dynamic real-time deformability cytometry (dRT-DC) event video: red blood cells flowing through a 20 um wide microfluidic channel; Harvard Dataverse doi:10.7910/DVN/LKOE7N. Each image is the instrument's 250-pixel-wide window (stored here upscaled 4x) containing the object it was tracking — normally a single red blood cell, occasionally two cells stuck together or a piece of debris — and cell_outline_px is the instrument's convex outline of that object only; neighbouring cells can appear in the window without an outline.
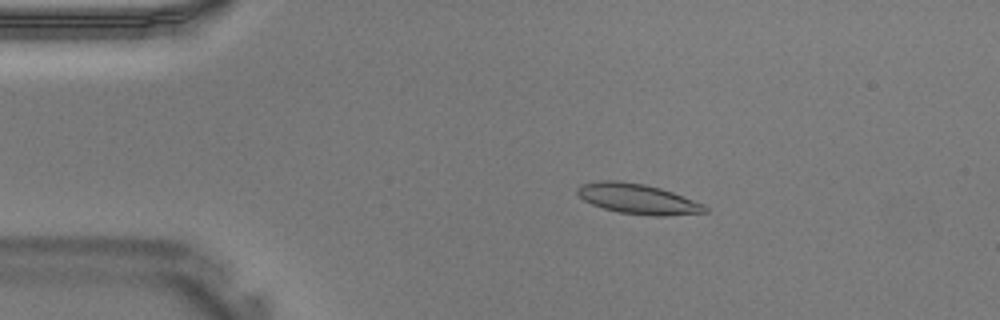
{"species": "Egyptian fruit bat (a non-hibernating species)", "species_latin": "Rousettus aegyptiacus", "temperature_condition": "warm", "stored_images_in_passage": 37, "camera_frame_rate_fps": 3000, "um_per_image_px": 0.085, "animal": {"sex": "male"}, "frame": {"image": 1, "passage_image": 4, "time_ms": 1.0, "image_size_px": [1000, 320], "cell_outline_px": [[708, 212], [664, 216], [656, 216], [620, 212], [604, 208], [592, 204], [584, 200], [576, 192], [576, 188], [580, 184], [600, 180], [620, 180], [644, 184], [660, 188], [672, 192], [704, 204], [708, 208]], "centroid_in_image_um": [54.2, 16.89], "position_along_channel_um": 30.8, "area_um2": 22.37}}
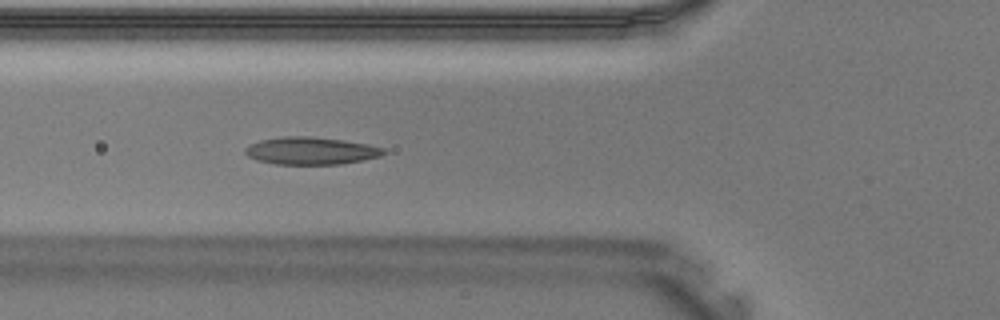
{"frame": {"image": 2, "passage_image": 11, "time_ms": 3.333, "image_size_px": [1000, 320], "cell_outline_px": [[388, 152], [380, 156], [340, 164], [276, 164], [256, 160], [248, 156], [244, 152], [244, 148], [260, 140], [284, 136], [308, 136], [344, 140], [368, 144], [384, 148]], "centroid_in_image_um": [26.43, 12.81], "position_along_channel_um": 99.4, "area_um2": 22.08}}
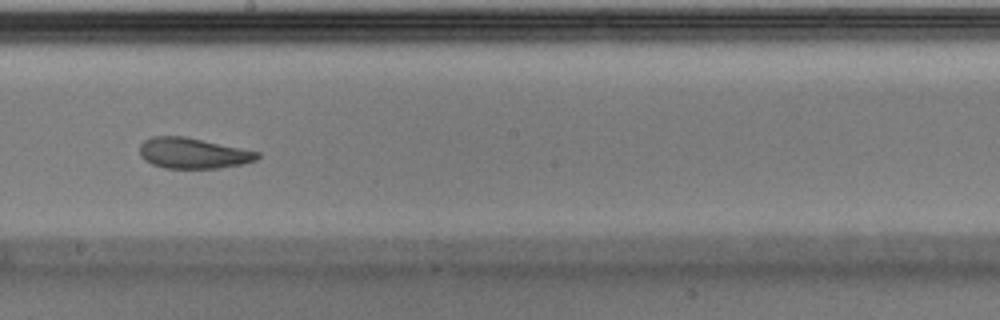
{"frame": {"image": 3, "passage_image": 19, "time_ms": 6.0, "image_size_px": [1000, 320], "cell_outline_px": [[260, 156], [256, 160], [240, 164], [216, 168], [164, 168], [152, 164], [144, 160], [140, 156], [140, 144], [144, 140], [152, 136], [184, 136], [260, 152]], "centroid_in_image_um": [16.37, 13.02], "position_along_channel_um": 231.8, "area_um2": 20.92}}